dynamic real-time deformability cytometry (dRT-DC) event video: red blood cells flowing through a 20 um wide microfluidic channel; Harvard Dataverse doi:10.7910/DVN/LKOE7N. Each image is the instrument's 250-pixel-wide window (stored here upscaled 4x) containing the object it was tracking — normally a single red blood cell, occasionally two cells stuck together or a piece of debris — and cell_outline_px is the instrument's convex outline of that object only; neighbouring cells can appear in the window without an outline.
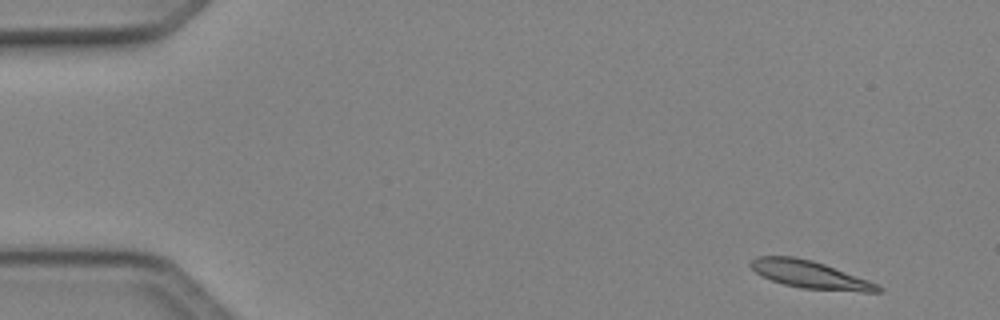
{"species": "Egyptian fruit bat (a non-hibernating species)", "species_latin": "Rousettus aegyptiacus", "temperature_condition": "cold", "stored_images_in_passage": 48, "camera_frame_rate_fps": 3000, "um_per_image_px": 0.085, "animal": {"sex": "female"}, "frame": {"image": 1, "passage_image": 2, "time_ms": 0.333, "image_size_px": [1000, 320], "cell_outline_px": [[884, 292], [864, 292], [800, 288], [784, 284], [772, 280], [756, 272], [748, 264], [756, 256], [792, 256], [812, 260], [824, 264], [868, 280], [884, 288]], "centroid_in_image_um": [68.87, 23.34], "position_along_channel_um": 16.1, "area_um2": 20.29}}
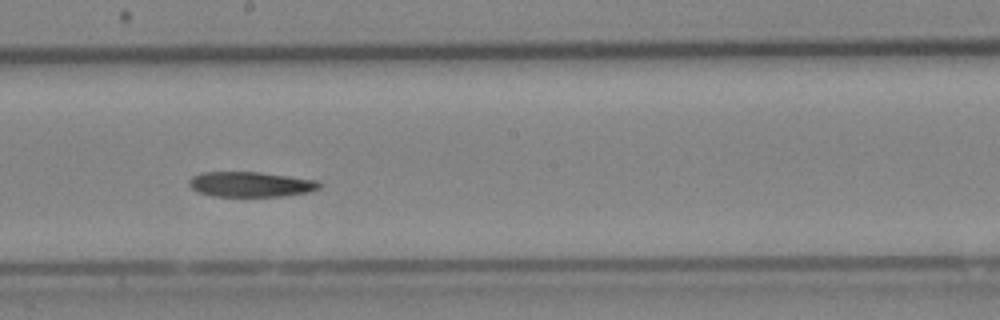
{"frame": {"image": 2, "passage_image": 26, "time_ms": 8.333, "image_size_px": [1000, 320], "cell_outline_px": [[324, 184], [320, 188], [308, 192], [284, 196], [212, 196], [196, 192], [188, 184], [188, 180], [192, 176], [200, 172], [260, 172], [320, 180]], "centroid_in_image_um": [21.33, 15.66], "position_along_channel_um": 226.9, "area_um2": 19.42}}
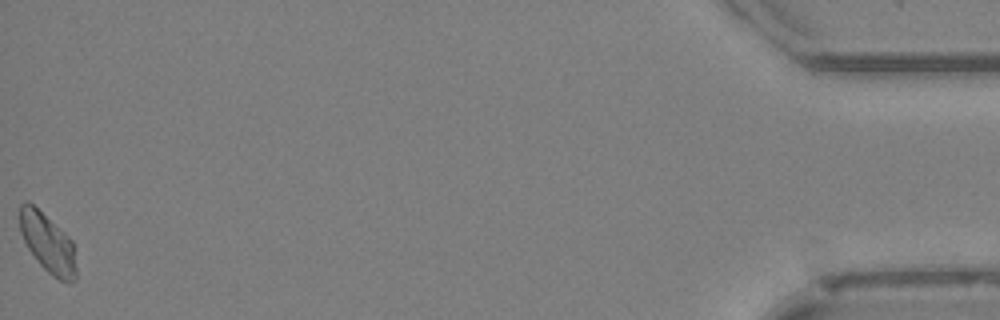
{"frame": {"image": 3, "passage_image": 48, "time_ms": 15.667, "image_size_px": [1000, 320], "cell_outline_px": [[76, 276], [68, 284], [52, 276], [40, 264], [28, 248], [20, 232], [20, 204], [28, 200], [68, 236], [72, 240], [76, 268]], "centroid_in_image_um": [4.05, 20.67], "position_along_channel_um": 431.1, "area_um2": 19.13}, "authors_computed_cell_mechanics": {"area_um2": 19.9121, "velocity_mm_per_s": 4.0722, "shape_relaxation_time_tau1_ms": 9.7571, "shape_relaxation_time_tau2_ms": null, "deformation_change_tau1": 0.1881, "deformation_change_tau2": null}}